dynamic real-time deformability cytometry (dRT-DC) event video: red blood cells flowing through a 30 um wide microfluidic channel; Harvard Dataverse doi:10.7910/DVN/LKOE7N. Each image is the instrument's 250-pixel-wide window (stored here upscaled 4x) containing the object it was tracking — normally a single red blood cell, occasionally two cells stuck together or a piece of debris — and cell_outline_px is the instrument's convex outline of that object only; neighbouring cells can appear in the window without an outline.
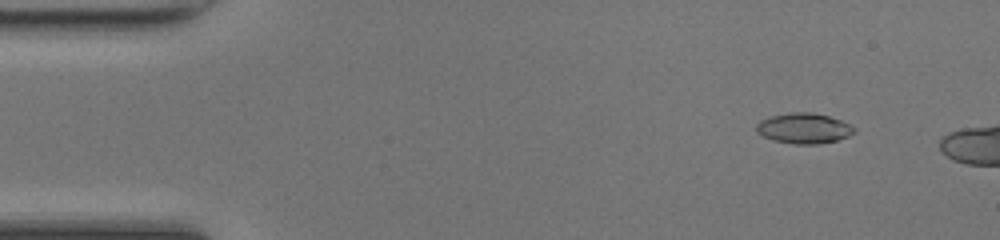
{"species": "common noctule bat (a hibernating species)", "species_latin": "Nyctalus noctula", "temperature_condition": "room temperature", "stored_images_in_passage": 10, "camera_frame_rate_fps": 3000, "um_per_image_px": 0.085, "animal": {"sex": "female", "body_mass_g": 17.0, "forearm_length_mm": 48.0}, "frame": {"image": 1, "passage_image": 5, "time_ms": 1.333, "image_size_px": [1000, 240], "cell_outline_px": [[856, 132], [848, 136], [836, 140], [816, 144], [796, 144], [772, 140], [756, 132], [756, 124], [760, 120], [772, 116], [792, 112], [812, 112], [828, 116], [840, 120], [856, 128]], "centroid_in_image_um": [68.32, 10.9], "position_along_channel_um": 16.7, "area_um2": 17.22}}